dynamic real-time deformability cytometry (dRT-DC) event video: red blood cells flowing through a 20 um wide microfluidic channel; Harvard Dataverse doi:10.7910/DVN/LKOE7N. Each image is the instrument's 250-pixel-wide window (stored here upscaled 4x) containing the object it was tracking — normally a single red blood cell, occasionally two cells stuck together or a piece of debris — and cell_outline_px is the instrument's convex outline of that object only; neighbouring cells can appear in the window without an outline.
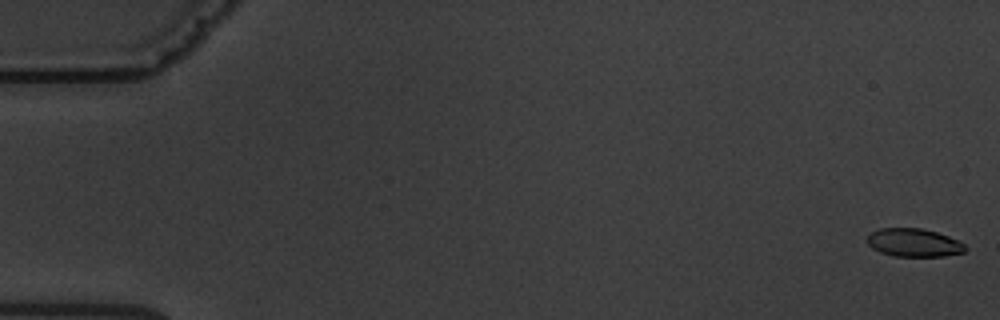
{"species": "common noctule bat (a hibernating species)", "species_latin": "Nyctalus noctula", "temperature_condition": "warm", "stored_images_in_passage": 5, "camera_frame_rate_fps": 3000, "um_per_image_px": 0.085, "animal": {"sex": "male", "body_mass_g": 19.5, "forearm_length_mm": 54.6}, "frame": {"image": 1, "passage_image": 1, "time_ms": 0.0, "image_size_px": [1000, 320], "cell_outline_px": [[968, 248], [964, 252], [944, 256], [892, 256], [880, 252], [872, 248], [868, 244], [868, 236], [872, 232], [880, 228], [920, 228], [936, 232], [948, 236], [964, 244]], "centroid_in_image_um": [77.68, 20.63], "position_along_channel_um": 7.3, "area_um2": 16.01}}
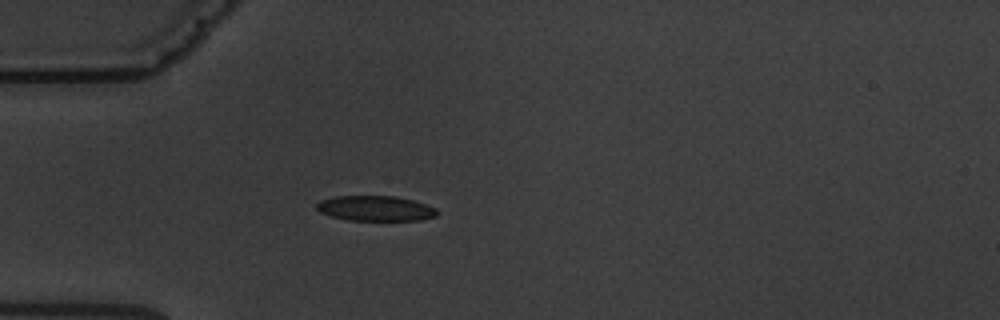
{"frame": {"image": 2, "passage_image": 5, "time_ms": 5.333, "image_size_px": [1000, 320], "cell_outline_px": [[440, 212], [436, 216], [420, 220], [348, 220], [332, 216], [320, 212], [316, 208], [316, 204], [320, 200], [332, 196], [396, 196], [412, 200], [436, 208]], "centroid_in_image_um": [31.91, 17.71], "position_along_channel_um": 53.1, "area_um2": 17.69}}